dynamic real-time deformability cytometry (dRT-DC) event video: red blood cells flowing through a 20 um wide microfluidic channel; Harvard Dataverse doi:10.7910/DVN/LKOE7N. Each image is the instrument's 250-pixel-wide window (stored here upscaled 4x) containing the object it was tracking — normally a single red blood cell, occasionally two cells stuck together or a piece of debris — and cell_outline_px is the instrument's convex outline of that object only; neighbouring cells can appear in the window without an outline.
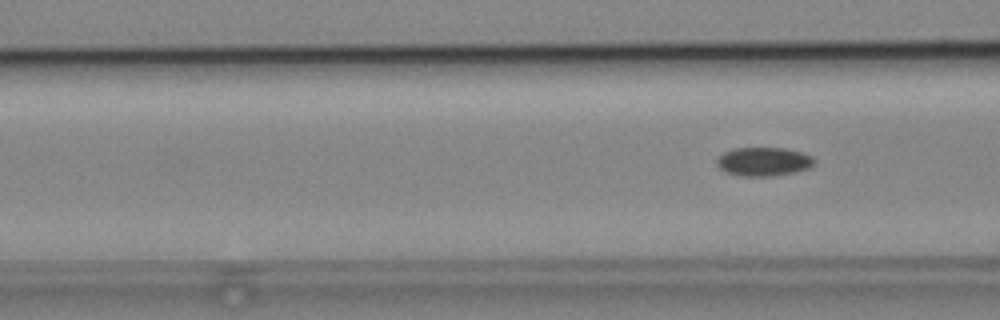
{"species": "common noctule bat (a hibernating species)", "species_latin": "Nyctalus noctula", "temperature_condition": "cold", "stored_images_in_passage": 5, "camera_frame_rate_fps": 3000, "um_per_image_px": 0.085, "animal": {"sex": "male", "body_mass_g": 19.2, "forearm_length_mm": 51.8}, "frame": {"image": 1, "passage_image": 5, "time_ms": 5.333, "image_size_px": [1000, 320], "cell_outline_px": [[816, 164], [808, 168], [796, 172], [772, 176], [740, 176], [724, 172], [716, 164], [716, 160], [724, 152], [732, 148], [784, 148], [800, 152], [812, 156], [816, 160]], "centroid_in_image_um": [64.91, 13.74], "position_along_channel_um": 101.7, "area_um2": 16.47}}